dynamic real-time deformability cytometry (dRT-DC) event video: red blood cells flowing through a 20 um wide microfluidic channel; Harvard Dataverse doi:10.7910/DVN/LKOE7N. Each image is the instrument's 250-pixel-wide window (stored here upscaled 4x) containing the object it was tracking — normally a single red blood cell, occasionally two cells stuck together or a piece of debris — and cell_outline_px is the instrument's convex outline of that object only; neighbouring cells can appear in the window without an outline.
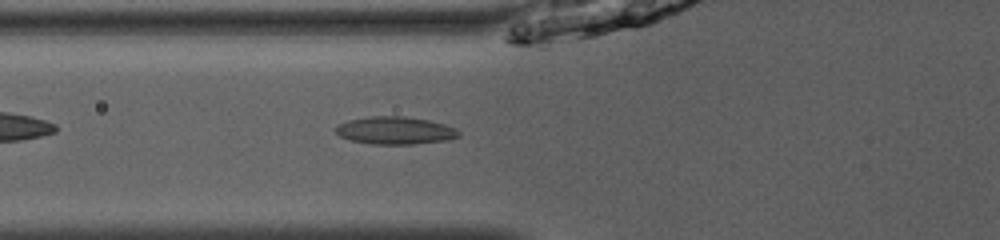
{"species": "common noctule bat (a hibernating species)", "species_latin": "Nyctalus noctula", "temperature_condition": "room temperature", "stored_images_in_passage": 36, "camera_frame_rate_fps": 3000, "um_per_image_px": 0.085, "animal": {"sex": "male", "body_mass_g": 13.0, "forearm_length_mm": 53.1}, "frame": {"image": 1, "passage_image": 6, "time_ms": 1.667, "image_size_px": [1000, 240], "cell_outline_px": [[460, 136], [448, 140], [412, 144], [372, 144], [348, 140], [340, 136], [336, 132], [336, 124], [348, 120], [368, 116], [404, 116], [428, 120], [444, 124], [456, 128], [460, 132]], "centroid_in_image_um": [33.57, 11.09], "position_along_channel_um": 92.2, "area_um2": 19.94}}
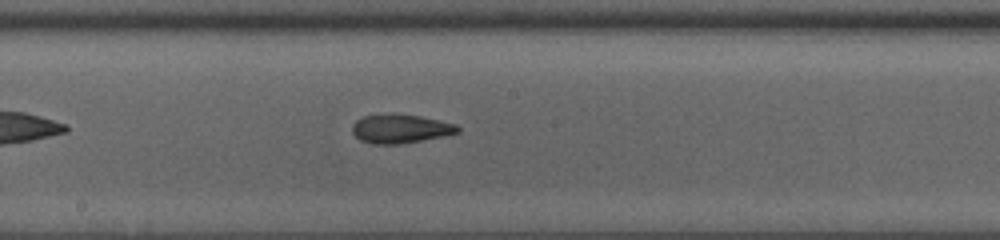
{"frame": {"image": 2, "passage_image": 15, "time_ms": 4.667, "image_size_px": [1000, 240], "cell_outline_px": [[460, 132], [444, 136], [400, 144], [372, 144], [360, 140], [352, 132], [352, 124], [356, 120], [364, 116], [392, 112], [420, 116], [456, 124], [460, 128]], "centroid_in_image_um": [34.02, 10.93], "position_along_channel_um": 214.2, "area_um2": 17.98}}
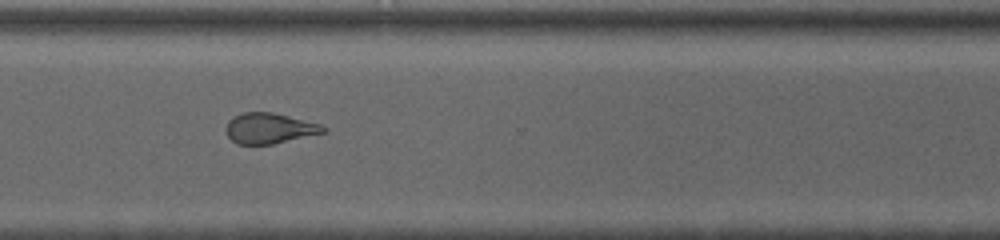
{"frame": {"image": 3, "passage_image": 25, "time_ms": 8.0, "image_size_px": [1000, 240], "cell_outline_px": [[328, 128], [324, 132], [272, 144], [236, 144], [224, 132], [224, 128], [228, 120], [232, 116], [244, 112], [272, 112], [320, 124]], "centroid_in_image_um": [22.82, 10.9], "position_along_channel_um": 347.8, "area_um2": 17.28}}